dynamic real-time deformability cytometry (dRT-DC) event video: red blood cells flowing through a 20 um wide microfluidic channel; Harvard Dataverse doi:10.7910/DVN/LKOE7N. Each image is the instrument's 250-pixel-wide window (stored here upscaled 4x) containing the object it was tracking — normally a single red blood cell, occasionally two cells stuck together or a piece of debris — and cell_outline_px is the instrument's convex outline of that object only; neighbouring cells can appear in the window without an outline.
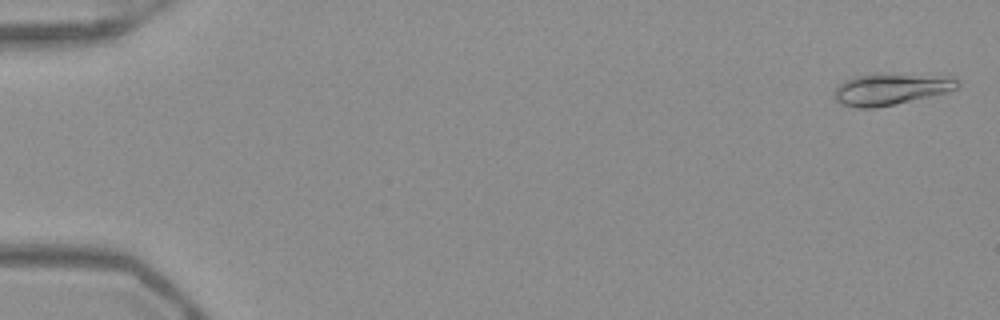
{"species": "Egyptian fruit bat (a non-hibernating species)", "species_latin": "Rousettus aegyptiacus", "temperature_condition": "warm", "stored_images_in_passage": 53, "camera_frame_rate_fps": 3000, "um_per_image_px": 0.085, "frame": {"image": 1, "passage_image": 2, "time_ms": 0.333, "image_size_px": [1000, 320], "cell_outline_px": [[960, 84], [956, 88], [948, 92], [896, 104], [876, 108], [856, 108], [840, 104], [836, 100], [832, 92], [844, 80], [856, 76], [876, 72], [880, 72], [956, 76]], "centroid_in_image_um": [75.74, 7.55], "position_along_channel_um": 9.3, "area_um2": 23.47}}
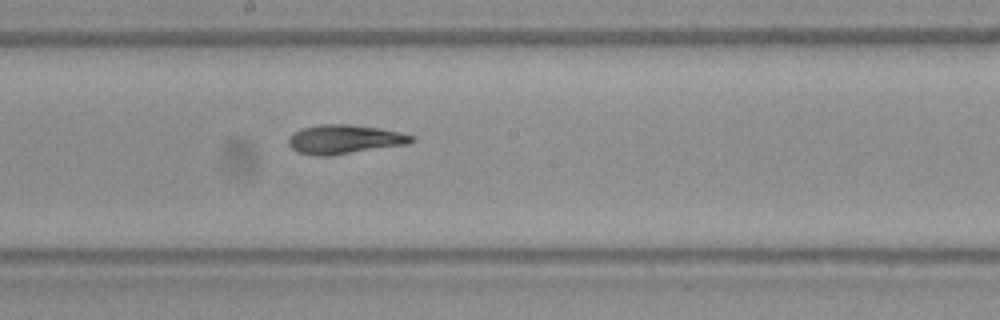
{"frame": {"image": 2, "passage_image": 30, "time_ms": 9.667, "image_size_px": [1000, 320], "cell_outline_px": [[416, 140], [408, 144], [332, 156], [316, 156], [296, 152], [288, 144], [288, 140], [300, 128], [320, 124], [348, 124], [380, 128], [400, 132], [416, 136]], "centroid_in_image_um": [29.31, 11.85], "position_along_channel_um": 218.9, "area_um2": 21.1}}
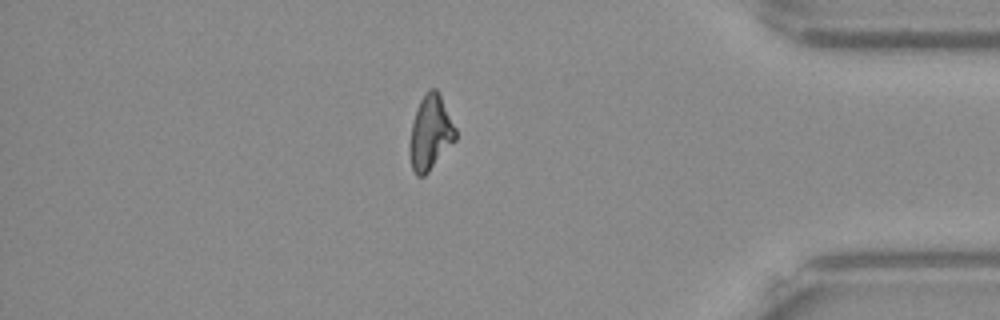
{"frame": {"image": 3, "passage_image": 46, "time_ms": 15.0, "image_size_px": [1000, 320], "cell_outline_px": [[456, 140], [428, 172], [424, 176], [416, 176], [412, 168], [408, 148], [408, 144], [412, 124], [416, 108], [420, 100], [428, 88], [436, 88], [456, 128]], "centroid_in_image_um": [36.56, 11.29], "position_along_channel_um": 398.6, "area_um2": 19.94}, "authors_computed_cell_mechanics": {"area_um2": 20.6346, "velocity_mm_per_s": 3.9233, "shape_relaxation_time_tau1_ms": 10.8327, "shape_relaxation_time_tau2_ms": 2.6667, "deformation_change_tau1": 0.2639, "deformation_change_tau2": 0.0734}}